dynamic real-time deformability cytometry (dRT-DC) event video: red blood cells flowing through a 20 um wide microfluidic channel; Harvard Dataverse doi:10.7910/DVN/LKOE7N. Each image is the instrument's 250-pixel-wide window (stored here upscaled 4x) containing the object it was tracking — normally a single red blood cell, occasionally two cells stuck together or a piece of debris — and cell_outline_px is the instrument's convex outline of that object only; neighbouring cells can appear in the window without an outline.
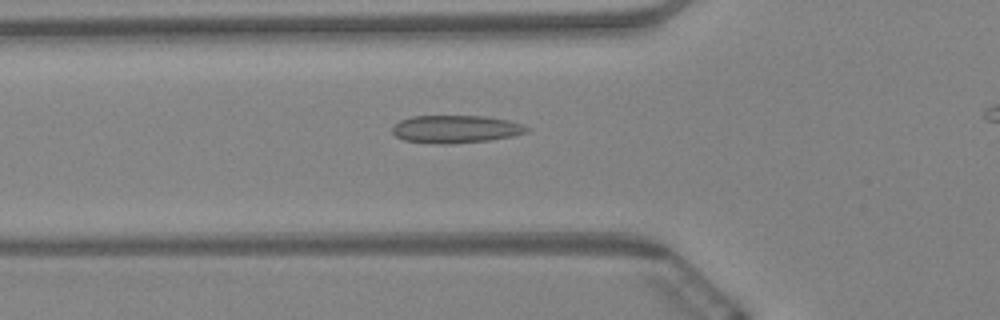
{"species": "Egyptian fruit bat (a non-hibernating species)", "species_latin": "Rousettus aegyptiacus", "temperature_condition": "warm", "stored_images_in_passage": 50, "camera_frame_rate_fps": 3000, "um_per_image_px": 0.085, "animal": {"sex": "female"}, "frame": {"image": 1, "passage_image": 18, "time_ms": 5.667, "image_size_px": [1000, 320], "cell_outline_px": [[532, 128], [528, 132], [512, 136], [492, 140], [452, 144], [440, 144], [404, 140], [396, 136], [392, 132], [392, 128], [400, 120], [412, 116], [484, 116], [508, 120]], "centroid_in_image_um": [38.76, 10.98], "position_along_channel_um": 87.0, "area_um2": 21.79}}
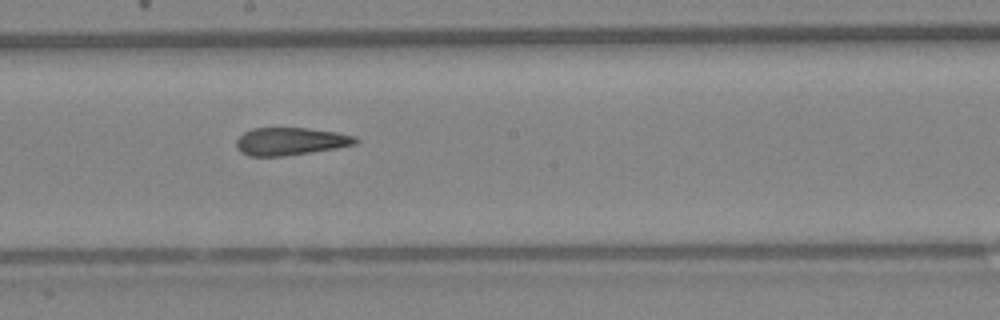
{"frame": {"image": 2, "passage_image": 30, "time_ms": 9.667, "image_size_px": [1000, 320], "cell_outline_px": [[360, 140], [356, 144], [336, 148], [312, 152], [284, 156], [248, 156], [240, 152], [236, 148], [236, 140], [244, 132], [252, 128], [308, 128], [336, 132], [356, 136]], "centroid_in_image_um": [24.69, 12.02], "position_along_channel_um": 223.5, "area_um2": 19.36}}
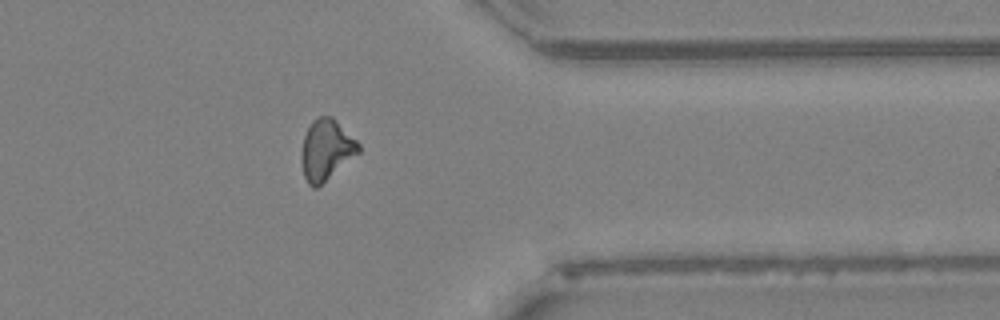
{"frame": {"image": 3, "passage_image": 45, "time_ms": 14.667, "image_size_px": [1000, 320], "cell_outline_px": [[360, 152], [316, 188], [312, 188], [308, 184], [304, 176], [300, 160], [300, 152], [304, 136], [312, 120], [316, 116], [332, 116], [360, 144]], "centroid_in_image_um": [27.7, 12.73], "position_along_channel_um": 383.7, "area_um2": 20.23}, "authors_computed_cell_mechanics": {"area_um2": 20.5768, "velocity_mm_per_s": 3.4167, "shape_relaxation_time_tau1_ms": null, "shape_relaxation_time_tau2_ms": 3.6406, "deformation_change_tau1": null, "deformation_change_tau2": 0.1147}}